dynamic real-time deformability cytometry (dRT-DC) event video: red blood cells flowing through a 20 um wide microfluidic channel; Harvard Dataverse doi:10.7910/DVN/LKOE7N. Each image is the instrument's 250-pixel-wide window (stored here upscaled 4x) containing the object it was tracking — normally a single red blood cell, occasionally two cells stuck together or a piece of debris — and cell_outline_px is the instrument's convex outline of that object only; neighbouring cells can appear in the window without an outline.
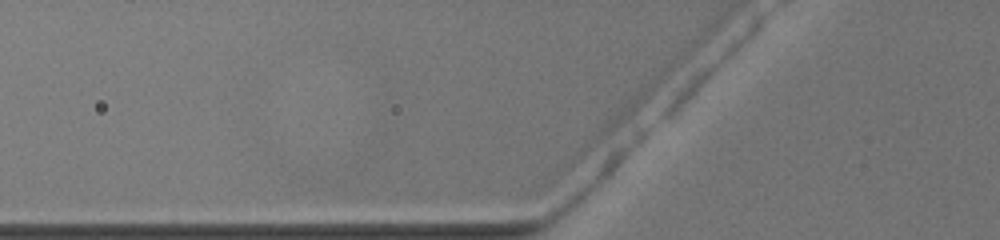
{"species": "common noctule bat (a hibernating species)", "species_latin": "Nyctalus noctula", "temperature_condition": "warm", "stored_images_in_passage": 3, "camera_frame_rate_fps": 3000, "um_per_image_px": 0.085, "animal": {"sex": "female", "body_mass_g": 19.5, "forearm_length_mm": 54.1}, "frame": {"image": 1, "passage_image": 2, "time_ms": 0.333, "image_size_px": [1000, 240], "cell_outline_px": [[508, 156], [500, 160], [352, 160], [344, 156], [368, 144], [384, 144], [508, 148]], "centroid_in_image_um": [36.23, 13.0], "position_along_channel_um": 89.6, "area_um2": 15.9}}